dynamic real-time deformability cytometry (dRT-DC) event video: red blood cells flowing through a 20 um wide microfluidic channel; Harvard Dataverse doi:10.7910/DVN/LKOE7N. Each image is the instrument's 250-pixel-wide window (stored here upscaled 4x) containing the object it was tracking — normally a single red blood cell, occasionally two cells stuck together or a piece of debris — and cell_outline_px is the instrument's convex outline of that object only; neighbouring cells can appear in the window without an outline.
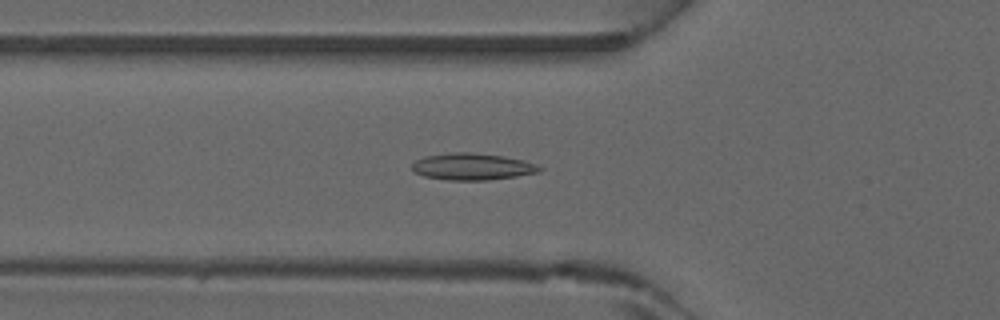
{"species": "common noctule bat (a hibernating species)", "species_latin": "Nyctalus noctula", "temperature_condition": "warm", "stored_images_in_passage": 33, "camera_frame_rate_fps": 3000, "um_per_image_px": 0.085, "animal": {"sex": "male", "forearm_length_mm": 52.5}, "frame": {"image": 1, "passage_image": 9, "time_ms": 2.667, "image_size_px": [1000, 320], "cell_outline_px": [[544, 168], [540, 172], [516, 176], [488, 180], [448, 180], [424, 176], [412, 172], [412, 164], [416, 160], [424, 156], [456, 152], [468, 152], [504, 156], [524, 160], [536, 164]], "centroid_in_image_um": [40.15, 14.16], "position_along_channel_um": 85.6, "area_um2": 19.94}}
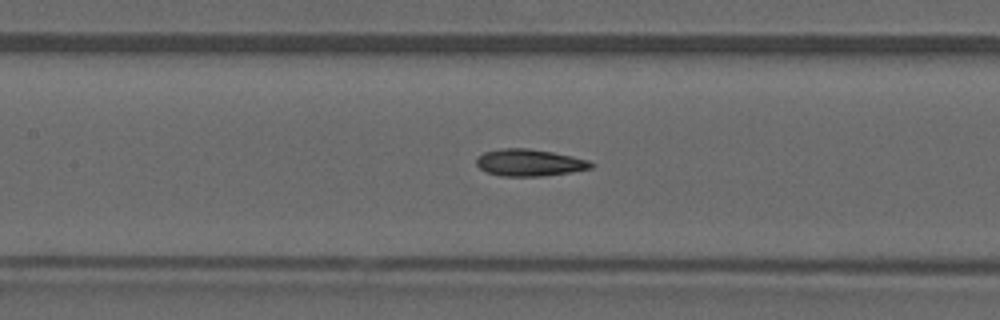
{"frame": {"image": 2, "passage_image": 14, "time_ms": 4.333, "image_size_px": [1000, 320], "cell_outline_px": [[596, 164], [592, 168], [568, 172], [540, 176], [500, 176], [484, 172], [476, 164], [476, 160], [484, 152], [504, 148], [528, 148], [552, 152], [572, 156], [588, 160]], "centroid_in_image_um": [44.99, 13.82], "position_along_channel_um": 162.4, "area_um2": 17.92}}
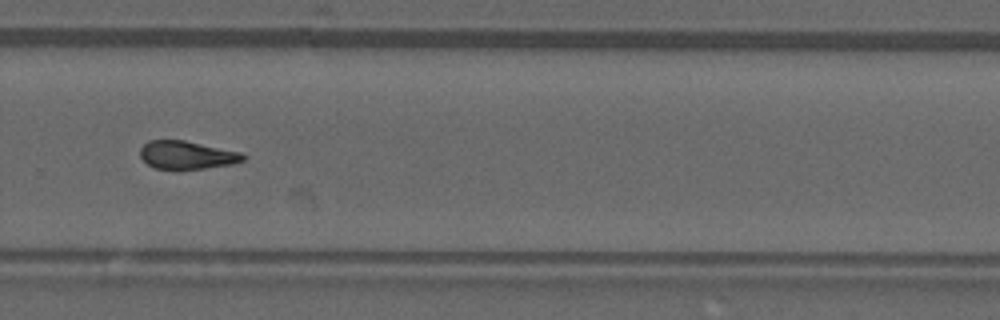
{"frame": {"image": 3, "passage_image": 24, "time_ms": 7.667, "image_size_px": [1000, 320], "cell_outline_px": [[244, 160], [232, 164], [180, 172], [176, 172], [156, 168], [148, 164], [140, 156], [140, 148], [148, 140], [184, 140], [240, 152], [244, 156]], "centroid_in_image_um": [15.84, 13.21], "position_along_channel_um": 314.0, "area_um2": 17.28}}